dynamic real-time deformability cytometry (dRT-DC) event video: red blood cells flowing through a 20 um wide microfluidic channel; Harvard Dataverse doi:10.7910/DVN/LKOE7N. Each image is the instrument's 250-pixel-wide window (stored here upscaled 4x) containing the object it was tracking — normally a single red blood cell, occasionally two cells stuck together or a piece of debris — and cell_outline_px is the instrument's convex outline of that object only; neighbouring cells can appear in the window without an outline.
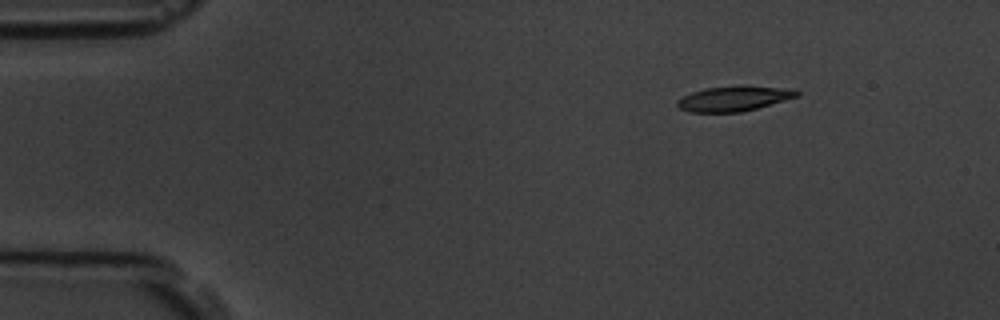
{"species": "common noctule bat (a hibernating species)", "species_latin": "Nyctalus noctula", "temperature_condition": "room temperature", "stored_images_in_passage": 8, "camera_frame_rate_fps": 3000, "um_per_image_px": 0.085, "animal": {"sex": "male", "body_mass_g": 19.5, "forearm_length_mm": 54.6}, "frame": {"image": 1, "passage_image": 2, "time_ms": 1.333, "image_size_px": [1000, 320], "cell_outline_px": [[800, 96], [756, 108], [740, 112], [688, 112], [680, 108], [676, 104], [676, 100], [692, 92], [704, 88], [796, 88], [800, 92]], "centroid_in_image_um": [62.36, 8.42], "position_along_channel_um": 22.6, "area_um2": 16.65}}
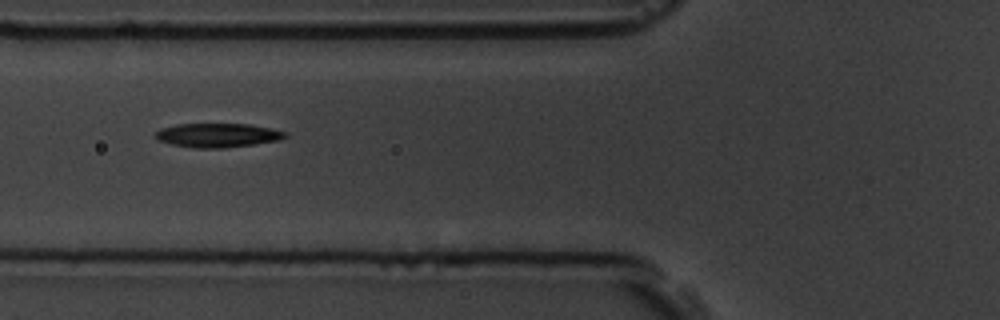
{"frame": {"image": 2, "passage_image": 5, "time_ms": 5.667, "image_size_px": [1000, 320], "cell_outline_px": [[288, 136], [280, 140], [224, 148], [192, 148], [172, 144], [156, 140], [152, 136], [160, 128], [176, 124], [248, 124], [272, 128], [288, 132]], "centroid_in_image_um": [18.48, 11.49], "position_along_channel_um": 107.3, "area_um2": 18.38}}
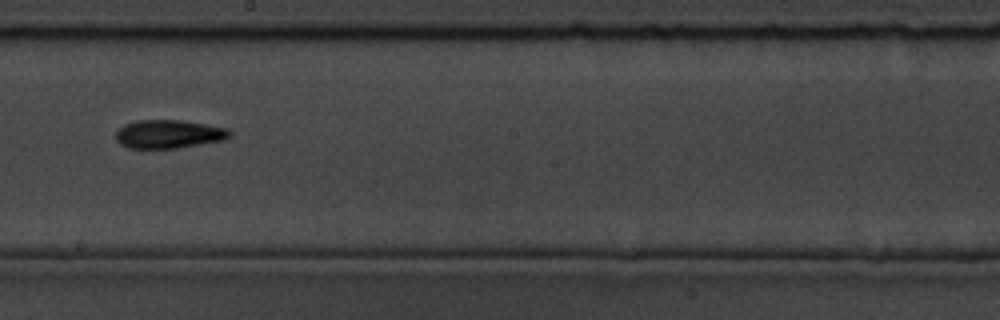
{"frame": {"image": 3, "passage_image": 8, "time_ms": 9.0, "image_size_px": [1000, 320], "cell_outline_px": [[232, 136], [224, 140], [176, 148], [128, 148], [120, 144], [116, 140], [116, 132], [124, 124], [136, 120], [180, 120], [228, 128], [232, 132]], "centroid_in_image_um": [14.35, 11.39], "position_along_channel_um": 233.9, "area_um2": 18.9}}